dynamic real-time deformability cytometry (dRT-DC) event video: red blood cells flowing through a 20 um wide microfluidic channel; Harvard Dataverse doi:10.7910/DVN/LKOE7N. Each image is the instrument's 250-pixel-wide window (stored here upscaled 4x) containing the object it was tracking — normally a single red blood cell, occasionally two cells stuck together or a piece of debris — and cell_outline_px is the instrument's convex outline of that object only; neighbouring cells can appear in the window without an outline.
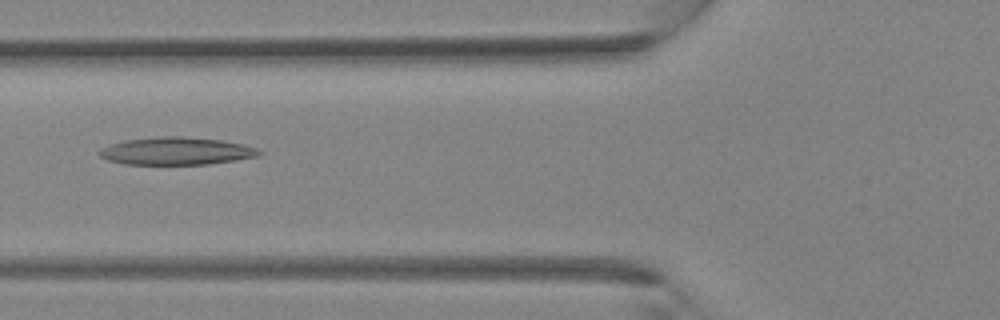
{"species": "Egyptian fruit bat (a non-hibernating species)", "species_latin": "Rousettus aegyptiacus", "temperature_condition": "room temperature", "stored_images_in_passage": 25, "camera_frame_rate_fps": 3000, "um_per_image_px": 0.085, "animal": {"sex": "female"}, "frame": {"image": 1, "passage_image": 4, "time_ms": 1.0, "image_size_px": [1000, 320], "cell_outline_px": [[264, 152], [256, 156], [236, 160], [208, 164], [124, 164], [108, 160], [100, 156], [96, 152], [100, 148], [108, 144], [124, 140], [164, 136], [176, 136], [220, 140], [244, 144], [256, 148]], "centroid_in_image_um": [14.94, 12.84], "position_along_channel_um": 110.9, "area_um2": 25.66}}
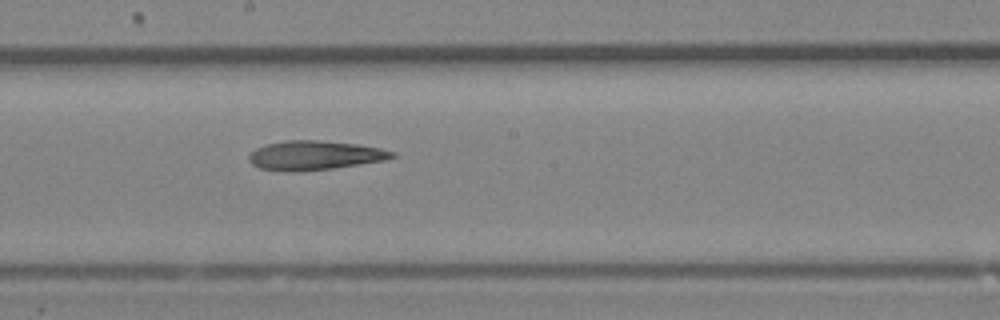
{"frame": {"image": 2, "passage_image": 10, "time_ms": 3.0, "image_size_px": [1000, 320], "cell_outline_px": [[396, 156], [384, 160], [332, 168], [296, 172], [292, 172], [260, 168], [252, 164], [248, 160], [248, 156], [256, 148], [268, 144], [284, 140], [316, 140], [356, 144], [380, 148], [396, 152]], "centroid_in_image_um": [26.73, 13.2], "position_along_channel_um": 221.5, "area_um2": 24.16}}
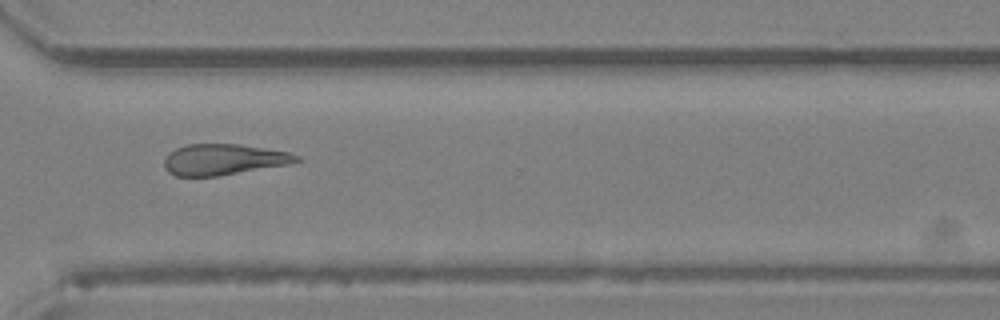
{"frame": {"image": 3, "passage_image": 17, "time_ms": 5.333, "image_size_px": [1000, 320], "cell_outline_px": [[300, 160], [288, 164], [216, 176], [176, 176], [168, 172], [164, 168], [164, 160], [168, 152], [176, 148], [188, 144], [240, 144], [288, 152], [300, 156]], "centroid_in_image_um": [18.95, 13.55], "position_along_channel_um": 351.6, "area_um2": 23.7}}